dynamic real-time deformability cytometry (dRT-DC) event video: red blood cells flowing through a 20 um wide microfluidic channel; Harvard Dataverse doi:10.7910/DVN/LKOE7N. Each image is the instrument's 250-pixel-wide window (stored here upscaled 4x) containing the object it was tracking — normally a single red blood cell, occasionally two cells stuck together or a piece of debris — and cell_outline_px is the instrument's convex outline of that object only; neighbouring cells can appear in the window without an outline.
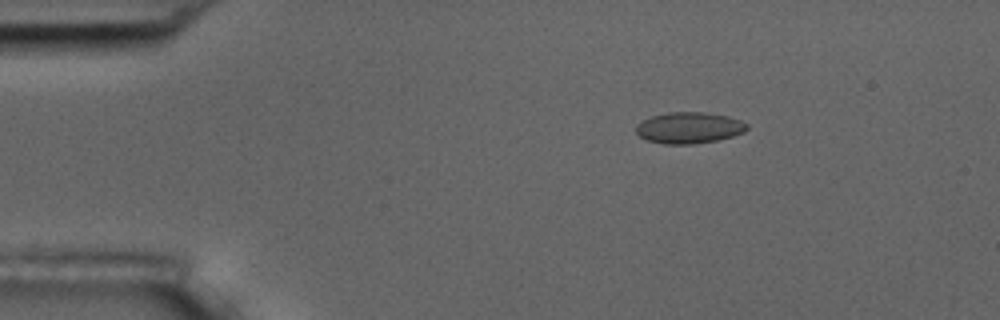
{"species": "common noctule bat (a hibernating species)", "species_latin": "Nyctalus noctula", "temperature_condition": "room temperature", "stored_images_in_passage": 57, "camera_frame_rate_fps": 3000, "um_per_image_px": 0.085, "animal": {"sex": "male", "body_mass_g": 17.5, "forearm_length_mm": 52.3}, "frame": {"image": 1, "passage_image": 10, "time_ms": 3.0, "image_size_px": [1000, 320], "cell_outline_px": [[748, 128], [744, 132], [732, 136], [716, 140], [692, 144], [664, 144], [644, 140], [636, 132], [636, 124], [652, 116], [668, 112], [704, 112], [728, 116], [740, 120], [748, 124]], "centroid_in_image_um": [58.56, 10.86], "position_along_channel_um": 26.4, "area_um2": 20.23}}
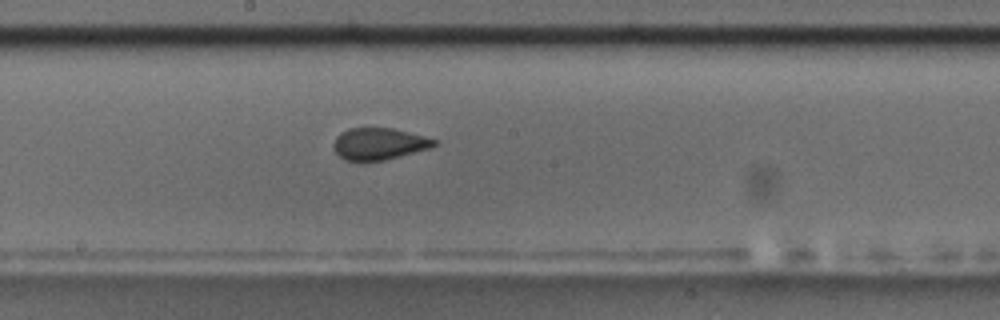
{"frame": {"image": 2, "passage_image": 31, "time_ms": 10.0, "image_size_px": [1000, 320], "cell_outline_px": [[440, 140], [432, 148], [384, 160], [364, 164], [344, 160], [332, 148], [332, 144], [336, 136], [340, 132], [348, 128], [392, 128]], "centroid_in_image_um": [32.18, 12.26], "position_along_channel_um": 216.0, "area_um2": 19.31}}
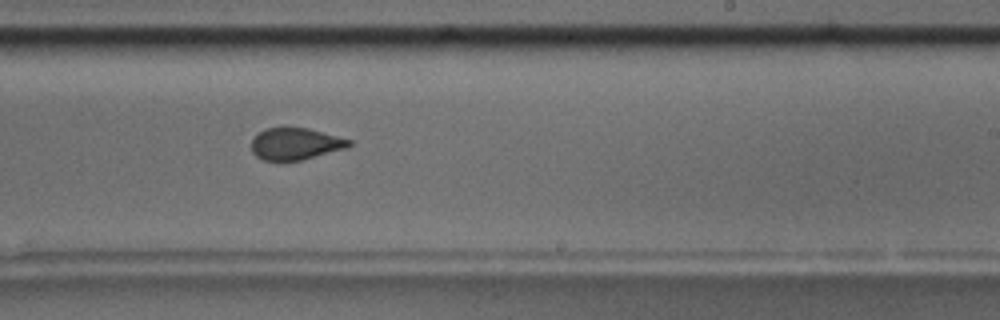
{"frame": {"image": 3, "passage_image": 35, "time_ms": 11.333, "image_size_px": [1000, 320], "cell_outline_px": [[352, 144], [348, 148], [300, 160], [264, 160], [256, 156], [252, 152], [252, 140], [264, 128], [308, 128], [352, 140]], "centroid_in_image_um": [25.14, 12.22], "position_along_channel_um": 263.9, "area_um2": 17.92}, "authors_computed_cell_mechanics": {"area_um2": 19.4208, "velocity_mm_per_s": 3.6001, "shape_relaxation_time_tau1_ms": null, "shape_relaxation_time_tau2_ms": 1.0371, "deformation_change_tau1": null, "deformation_change_tau2": 0.0745}}